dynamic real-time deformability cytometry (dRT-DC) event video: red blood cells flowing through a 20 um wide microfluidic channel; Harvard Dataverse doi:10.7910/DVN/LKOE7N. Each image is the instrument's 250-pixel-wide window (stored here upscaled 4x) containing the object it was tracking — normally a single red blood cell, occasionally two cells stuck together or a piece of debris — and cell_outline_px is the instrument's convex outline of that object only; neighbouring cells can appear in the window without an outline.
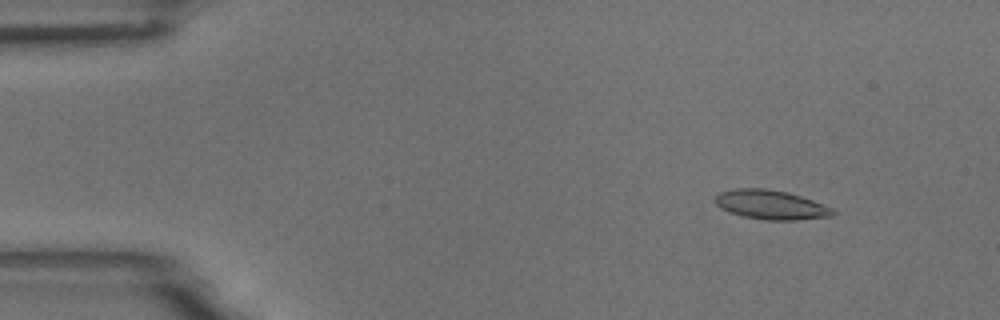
{"species": "common noctule bat (a hibernating species)", "species_latin": "Nyctalus noctula", "temperature_condition": "room temperature", "stored_images_in_passage": 6, "camera_frame_rate_fps": 3000, "um_per_image_px": 0.085, "animal": {"sex": "male", "body_mass_g": 18.8}, "frame": {"image": 1, "passage_image": 2, "time_ms": 0.333, "image_size_px": [1000, 320], "cell_outline_px": [[836, 212], [832, 216], [796, 220], [768, 220], [744, 216], [728, 212], [720, 208], [712, 200], [720, 192], [736, 188], [768, 188], [788, 192], [812, 200], [832, 208]], "centroid_in_image_um": [65.49, 17.4], "position_along_channel_um": 19.5, "area_um2": 20.11}}
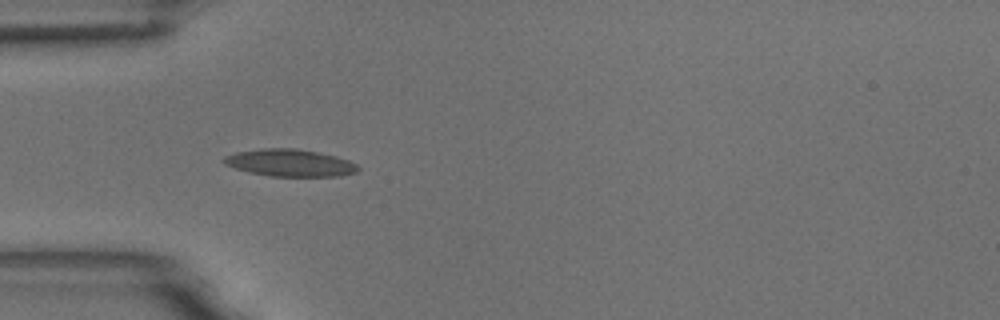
{"frame": {"image": 2, "passage_image": 5, "time_ms": 1.333, "image_size_px": [1000, 320], "cell_outline_px": [[360, 168], [356, 172], [340, 176], [272, 176], [248, 172], [224, 164], [220, 160], [224, 156], [236, 152], [264, 148], [296, 148], [336, 156], [348, 160], [356, 164]], "centroid_in_image_um": [24.62, 13.84], "position_along_channel_um": 60.4, "area_um2": 21.21}}